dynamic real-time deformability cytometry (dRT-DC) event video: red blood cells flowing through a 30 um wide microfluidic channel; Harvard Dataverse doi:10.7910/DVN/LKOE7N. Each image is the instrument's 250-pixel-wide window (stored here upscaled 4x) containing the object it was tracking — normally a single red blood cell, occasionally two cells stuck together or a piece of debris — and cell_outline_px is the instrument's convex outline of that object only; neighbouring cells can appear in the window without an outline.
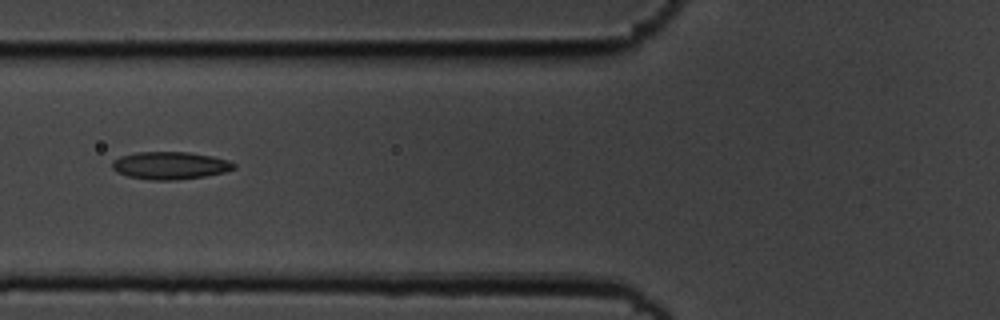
{"species": "common noctule bat (a hibernating species)", "species_latin": "Nyctalus noctula", "temperature_condition": "cold", "stored_images_in_passage": 5, "camera_frame_rate_fps": 3000, "um_per_image_px": 0.085, "animal": {"sex": "male", "body_mass_g": 19.5, "forearm_length_mm": 54.6}, "frame": {"image": 1, "passage_image": 3, "time_ms": 0.667, "image_size_px": [1000, 320], "cell_outline_px": [[236, 168], [224, 172], [204, 176], [176, 180], [148, 180], [128, 176], [116, 172], [112, 168], [112, 160], [120, 156], [136, 152], [188, 152], [212, 156], [228, 160], [236, 164]], "centroid_in_image_um": [14.44, 14.07], "position_along_channel_um": 111.4, "area_um2": 19.65}}
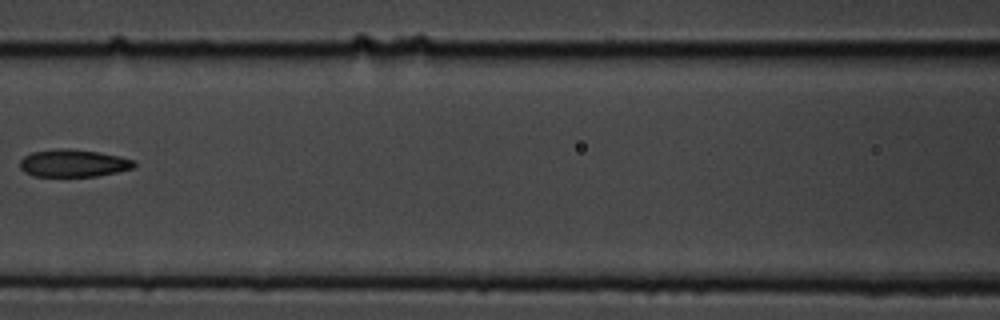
{"frame": {"image": 2, "passage_image": 4, "time_ms": 1.0, "image_size_px": [1000, 320], "cell_outline_px": [[136, 168], [96, 176], [32, 176], [24, 172], [20, 168], [20, 160], [24, 156], [32, 152], [60, 148], [68, 148], [96, 152], [120, 156], [132, 160], [136, 164]], "centroid_in_image_um": [6.22, 13.87], "position_along_channel_um": 160.4, "area_um2": 18.26}}
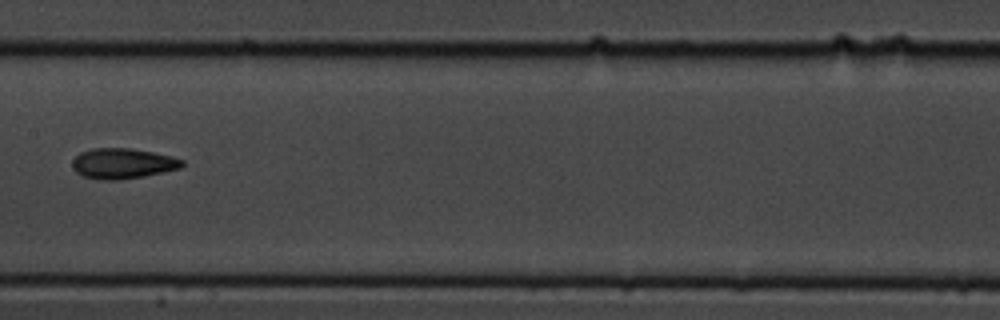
{"frame": {"image": 3, "passage_image": 5, "time_ms": 1.333, "image_size_px": [1000, 320], "cell_outline_px": [[184, 164], [180, 168], [144, 176], [120, 180], [100, 180], [84, 176], [76, 172], [72, 168], [72, 160], [80, 152], [92, 148], [132, 148], [172, 156], [184, 160]], "centroid_in_image_um": [10.41, 13.89], "position_along_channel_um": 197.0, "area_um2": 19.54}}